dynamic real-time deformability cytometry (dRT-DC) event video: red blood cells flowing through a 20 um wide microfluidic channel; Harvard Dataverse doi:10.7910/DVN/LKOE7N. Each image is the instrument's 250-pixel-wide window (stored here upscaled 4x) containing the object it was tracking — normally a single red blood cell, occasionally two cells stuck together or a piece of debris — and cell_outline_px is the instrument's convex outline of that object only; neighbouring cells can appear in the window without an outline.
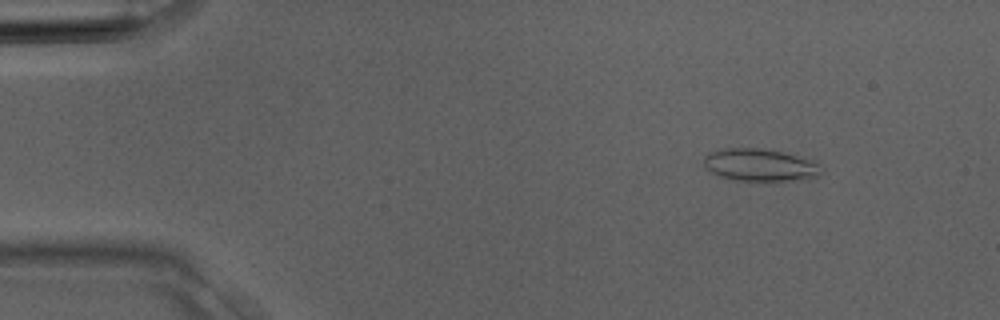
{"species": "Egyptian fruit bat (a non-hibernating species)", "species_latin": "Rousettus aegyptiacus", "temperature_condition": "room temperature", "stored_images_in_passage": 2, "camera_frame_rate_fps": 3000, "um_per_image_px": 0.085, "animal": {"sex": "male"}, "frame": {"image": 1, "passage_image": 1, "time_ms": 0.0, "image_size_px": [1000, 320], "cell_outline_px": [[824, 172], [820, 176], [800, 180], [736, 180], [716, 176], [704, 168], [704, 156], [708, 152], [720, 148], [756, 148], [780, 152], [816, 160], [820, 164]], "centroid_in_image_um": [64.6, 14.02], "position_along_channel_um": 20.4, "area_um2": 22.54}}